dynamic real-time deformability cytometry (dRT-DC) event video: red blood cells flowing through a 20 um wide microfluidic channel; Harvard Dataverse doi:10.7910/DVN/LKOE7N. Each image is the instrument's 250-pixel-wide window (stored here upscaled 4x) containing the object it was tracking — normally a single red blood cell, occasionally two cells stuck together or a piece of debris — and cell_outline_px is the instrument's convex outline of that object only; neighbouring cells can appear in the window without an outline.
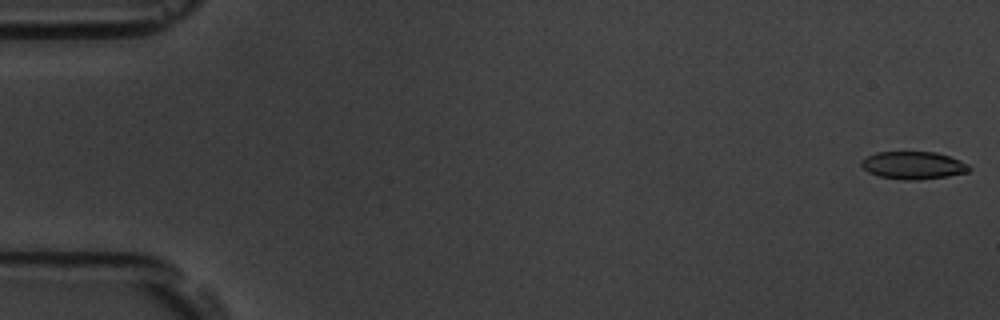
{"species": "common noctule bat (a hibernating species)", "species_latin": "Nyctalus noctula", "temperature_condition": "room temperature", "stored_images_in_passage": 54, "camera_frame_rate_fps": 3000, "um_per_image_px": 0.085, "animal": {"sex": "male", "body_mass_g": 19.5, "forearm_length_mm": 54.6}, "frame": {"image": 1, "passage_image": 1, "time_ms": 0.0, "image_size_px": [1000, 320], "cell_outline_px": [[972, 168], [968, 172], [948, 176], [916, 180], [904, 180], [880, 176], [868, 172], [860, 164], [860, 160], [876, 152], [936, 152], [960, 160], [968, 164]], "centroid_in_image_um": [77.63, 14.05], "position_along_channel_um": 7.4, "area_um2": 17.34}}
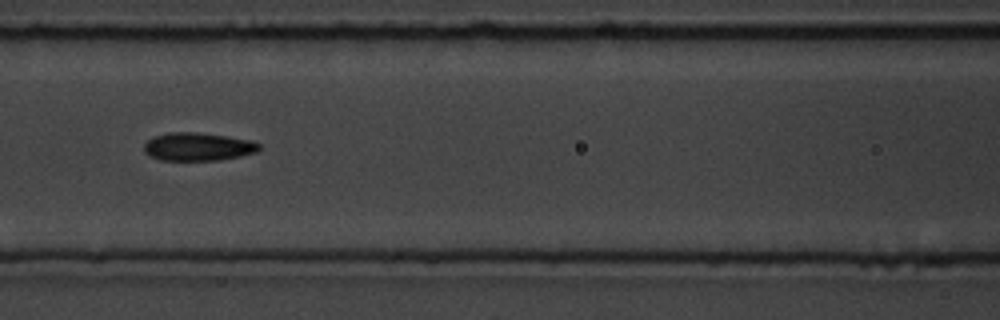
{"frame": {"image": 2, "passage_image": 24, "time_ms": 7.667, "image_size_px": [1000, 320], "cell_outline_px": [[260, 148], [256, 152], [240, 156], [220, 160], [160, 160], [144, 152], [144, 144], [152, 136], [168, 132], [196, 132], [228, 136], [252, 140], [260, 144]], "centroid_in_image_um": [16.82, 12.46], "position_along_channel_um": 149.8, "area_um2": 18.96}}
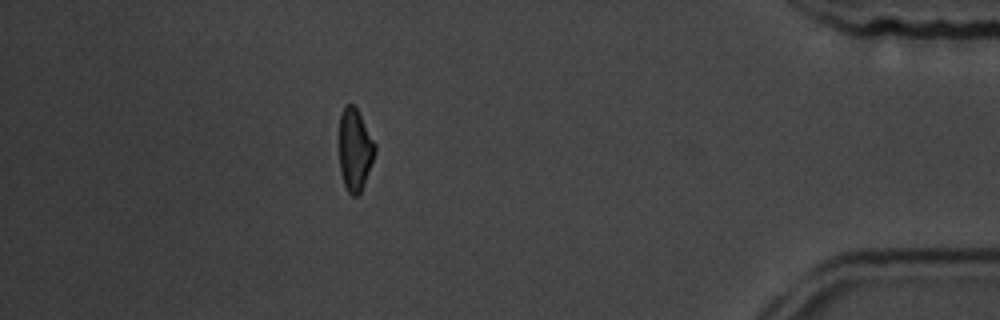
{"frame": {"image": 3, "passage_image": 48, "time_ms": 15.667, "image_size_px": [1000, 320], "cell_outline_px": [[376, 152], [364, 184], [360, 192], [356, 196], [352, 196], [348, 192], [344, 184], [340, 172], [340, 116], [344, 104], [352, 104], [356, 108], [376, 144]], "centroid_in_image_um": [30.17, 12.73], "position_along_channel_um": 405.0, "area_um2": 16.99}, "authors_computed_cell_mechanics": {"area_um2": 18.1492, "velocity_mm_per_s": 3.7887, "shape_relaxation_time_tau1_ms": 4.6038, "shape_relaxation_time_tau2_ms": 3.2852, "deformation_change_tau1": 0.1382, "deformation_change_tau2": 0.1161}}